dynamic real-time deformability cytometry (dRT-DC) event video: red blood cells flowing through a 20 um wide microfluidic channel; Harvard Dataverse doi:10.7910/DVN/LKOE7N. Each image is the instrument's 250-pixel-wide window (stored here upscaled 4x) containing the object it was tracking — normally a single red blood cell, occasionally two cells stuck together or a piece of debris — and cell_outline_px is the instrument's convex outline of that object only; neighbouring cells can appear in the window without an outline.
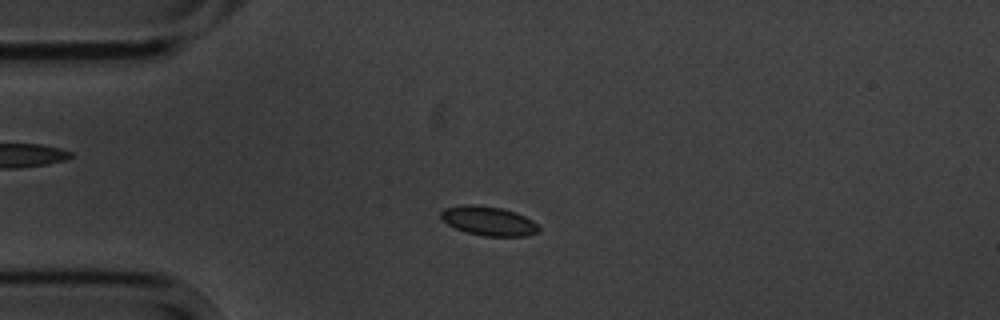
{"species": "common noctule bat (a hibernating species)", "species_latin": "Nyctalus noctula", "temperature_condition": "cold", "stored_images_in_passage": 4, "camera_frame_rate_fps": 3000, "um_per_image_px": 0.085, "animal": {"sex": "male", "body_mass_g": 20.1, "forearm_length_mm": 53.5}, "frame": {"image": 1, "passage_image": 3, "time_ms": 2.667, "image_size_px": [1000, 320], "cell_outline_px": [[540, 232], [524, 236], [484, 236], [468, 232], [456, 228], [448, 224], [440, 216], [440, 212], [444, 208], [464, 204], [472, 204], [504, 208], [516, 212], [532, 220], [540, 228]], "centroid_in_image_um": [41.54, 18.77], "position_along_channel_um": 43.5, "area_um2": 16.65}}